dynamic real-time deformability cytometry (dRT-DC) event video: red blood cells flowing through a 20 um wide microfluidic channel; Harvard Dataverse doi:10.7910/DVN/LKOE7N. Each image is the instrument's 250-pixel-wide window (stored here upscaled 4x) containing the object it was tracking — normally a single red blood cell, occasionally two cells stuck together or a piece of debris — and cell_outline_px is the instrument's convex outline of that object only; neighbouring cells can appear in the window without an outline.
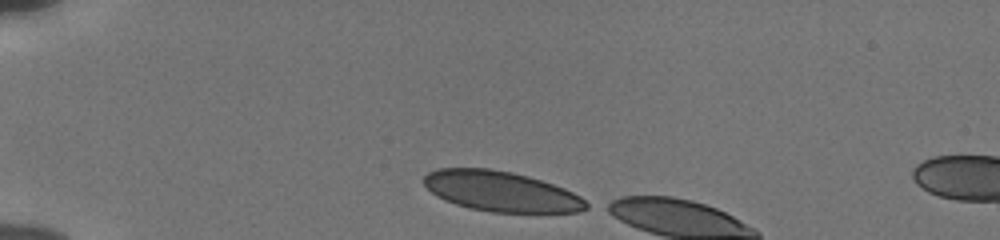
{"species": "human", "species_latin": "Homo sapiens", "temperature_condition": "cold", "stored_images_in_passage": 4, "camera_frame_rate_fps": 3000, "um_per_image_px": 0.085, "donor": {"sex": "male"}, "frame": {"image": 1, "passage_image": 1, "time_ms": 0.0, "image_size_px": [1000, 240], "cell_outline_px": [[592, 204], [588, 208], [580, 212], [492, 212], [468, 208], [444, 200], [436, 196], [424, 184], [424, 176], [428, 172], [440, 168], [488, 168], [512, 172], [528, 176], [564, 188], [580, 196]], "centroid_in_image_um": [42.61, 16.27], "position_along_channel_um": 42.4, "area_um2": 38.09}}